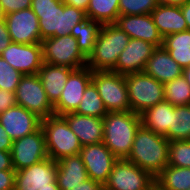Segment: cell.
<instances>
[{
	"mask_svg": "<svg viewBox=\"0 0 190 190\" xmlns=\"http://www.w3.org/2000/svg\"><path fill=\"white\" fill-rule=\"evenodd\" d=\"M31 9L39 19L41 41L70 35L73 27L87 18L86 12L62 0H32Z\"/></svg>",
	"mask_w": 190,
	"mask_h": 190,
	"instance_id": "1",
	"label": "cell"
},
{
	"mask_svg": "<svg viewBox=\"0 0 190 190\" xmlns=\"http://www.w3.org/2000/svg\"><path fill=\"white\" fill-rule=\"evenodd\" d=\"M169 142L164 136L141 125L126 160L155 178L168 165Z\"/></svg>",
	"mask_w": 190,
	"mask_h": 190,
	"instance_id": "2",
	"label": "cell"
},
{
	"mask_svg": "<svg viewBox=\"0 0 190 190\" xmlns=\"http://www.w3.org/2000/svg\"><path fill=\"white\" fill-rule=\"evenodd\" d=\"M140 126V115L135 112H108L103 117V143L118 159H126Z\"/></svg>",
	"mask_w": 190,
	"mask_h": 190,
	"instance_id": "3",
	"label": "cell"
},
{
	"mask_svg": "<svg viewBox=\"0 0 190 190\" xmlns=\"http://www.w3.org/2000/svg\"><path fill=\"white\" fill-rule=\"evenodd\" d=\"M129 40L130 37L114 23L102 24L93 51L87 58L86 67L92 71H112Z\"/></svg>",
	"mask_w": 190,
	"mask_h": 190,
	"instance_id": "4",
	"label": "cell"
},
{
	"mask_svg": "<svg viewBox=\"0 0 190 190\" xmlns=\"http://www.w3.org/2000/svg\"><path fill=\"white\" fill-rule=\"evenodd\" d=\"M49 158L58 161L66 156L80 153L82 145L62 115H52L42 119Z\"/></svg>",
	"mask_w": 190,
	"mask_h": 190,
	"instance_id": "5",
	"label": "cell"
},
{
	"mask_svg": "<svg viewBox=\"0 0 190 190\" xmlns=\"http://www.w3.org/2000/svg\"><path fill=\"white\" fill-rule=\"evenodd\" d=\"M131 111L141 114L164 100V84L144 71L125 75Z\"/></svg>",
	"mask_w": 190,
	"mask_h": 190,
	"instance_id": "6",
	"label": "cell"
},
{
	"mask_svg": "<svg viewBox=\"0 0 190 190\" xmlns=\"http://www.w3.org/2000/svg\"><path fill=\"white\" fill-rule=\"evenodd\" d=\"M92 82L108 112L131 111L125 75L113 71H92Z\"/></svg>",
	"mask_w": 190,
	"mask_h": 190,
	"instance_id": "7",
	"label": "cell"
},
{
	"mask_svg": "<svg viewBox=\"0 0 190 190\" xmlns=\"http://www.w3.org/2000/svg\"><path fill=\"white\" fill-rule=\"evenodd\" d=\"M41 45L43 62L75 70L86 67L87 58L79 50L77 39L72 35L50 37L44 39Z\"/></svg>",
	"mask_w": 190,
	"mask_h": 190,
	"instance_id": "8",
	"label": "cell"
},
{
	"mask_svg": "<svg viewBox=\"0 0 190 190\" xmlns=\"http://www.w3.org/2000/svg\"><path fill=\"white\" fill-rule=\"evenodd\" d=\"M16 103L40 119L54 115V106L47 98L38 74L23 75L15 91Z\"/></svg>",
	"mask_w": 190,
	"mask_h": 190,
	"instance_id": "9",
	"label": "cell"
},
{
	"mask_svg": "<svg viewBox=\"0 0 190 190\" xmlns=\"http://www.w3.org/2000/svg\"><path fill=\"white\" fill-rule=\"evenodd\" d=\"M155 178L126 159H118L103 185V190H148Z\"/></svg>",
	"mask_w": 190,
	"mask_h": 190,
	"instance_id": "10",
	"label": "cell"
},
{
	"mask_svg": "<svg viewBox=\"0 0 190 190\" xmlns=\"http://www.w3.org/2000/svg\"><path fill=\"white\" fill-rule=\"evenodd\" d=\"M10 152L15 171L49 158L42 127L29 135L14 140Z\"/></svg>",
	"mask_w": 190,
	"mask_h": 190,
	"instance_id": "11",
	"label": "cell"
},
{
	"mask_svg": "<svg viewBox=\"0 0 190 190\" xmlns=\"http://www.w3.org/2000/svg\"><path fill=\"white\" fill-rule=\"evenodd\" d=\"M57 161L46 158L27 168L16 171L15 190L59 188L56 181Z\"/></svg>",
	"mask_w": 190,
	"mask_h": 190,
	"instance_id": "12",
	"label": "cell"
},
{
	"mask_svg": "<svg viewBox=\"0 0 190 190\" xmlns=\"http://www.w3.org/2000/svg\"><path fill=\"white\" fill-rule=\"evenodd\" d=\"M79 155L88 177L102 185L107 181L114 163L118 160L103 142L82 146Z\"/></svg>",
	"mask_w": 190,
	"mask_h": 190,
	"instance_id": "13",
	"label": "cell"
},
{
	"mask_svg": "<svg viewBox=\"0 0 190 190\" xmlns=\"http://www.w3.org/2000/svg\"><path fill=\"white\" fill-rule=\"evenodd\" d=\"M0 56L22 75L38 74L43 65L41 43L20 44L11 42Z\"/></svg>",
	"mask_w": 190,
	"mask_h": 190,
	"instance_id": "14",
	"label": "cell"
},
{
	"mask_svg": "<svg viewBox=\"0 0 190 190\" xmlns=\"http://www.w3.org/2000/svg\"><path fill=\"white\" fill-rule=\"evenodd\" d=\"M92 81V70L83 67L74 70L68 77L60 99L53 105L55 115L75 112L81 103L85 88Z\"/></svg>",
	"mask_w": 190,
	"mask_h": 190,
	"instance_id": "15",
	"label": "cell"
},
{
	"mask_svg": "<svg viewBox=\"0 0 190 190\" xmlns=\"http://www.w3.org/2000/svg\"><path fill=\"white\" fill-rule=\"evenodd\" d=\"M4 20L12 42L20 44L42 42L39 19L31 8L5 15Z\"/></svg>",
	"mask_w": 190,
	"mask_h": 190,
	"instance_id": "16",
	"label": "cell"
},
{
	"mask_svg": "<svg viewBox=\"0 0 190 190\" xmlns=\"http://www.w3.org/2000/svg\"><path fill=\"white\" fill-rule=\"evenodd\" d=\"M156 48L150 42L130 38L112 71L122 75L144 71L147 60Z\"/></svg>",
	"mask_w": 190,
	"mask_h": 190,
	"instance_id": "17",
	"label": "cell"
},
{
	"mask_svg": "<svg viewBox=\"0 0 190 190\" xmlns=\"http://www.w3.org/2000/svg\"><path fill=\"white\" fill-rule=\"evenodd\" d=\"M41 121L37 115L19 105L0 114V124L13 141L37 131Z\"/></svg>",
	"mask_w": 190,
	"mask_h": 190,
	"instance_id": "18",
	"label": "cell"
},
{
	"mask_svg": "<svg viewBox=\"0 0 190 190\" xmlns=\"http://www.w3.org/2000/svg\"><path fill=\"white\" fill-rule=\"evenodd\" d=\"M114 24L130 38L141 39L156 47H162L163 37L154 24L151 14L119 15Z\"/></svg>",
	"mask_w": 190,
	"mask_h": 190,
	"instance_id": "19",
	"label": "cell"
},
{
	"mask_svg": "<svg viewBox=\"0 0 190 190\" xmlns=\"http://www.w3.org/2000/svg\"><path fill=\"white\" fill-rule=\"evenodd\" d=\"M82 146L103 142V118L75 112L62 115Z\"/></svg>",
	"mask_w": 190,
	"mask_h": 190,
	"instance_id": "20",
	"label": "cell"
},
{
	"mask_svg": "<svg viewBox=\"0 0 190 190\" xmlns=\"http://www.w3.org/2000/svg\"><path fill=\"white\" fill-rule=\"evenodd\" d=\"M144 72L162 84L183 75V68L163 47H157L147 60Z\"/></svg>",
	"mask_w": 190,
	"mask_h": 190,
	"instance_id": "21",
	"label": "cell"
},
{
	"mask_svg": "<svg viewBox=\"0 0 190 190\" xmlns=\"http://www.w3.org/2000/svg\"><path fill=\"white\" fill-rule=\"evenodd\" d=\"M89 179L81 156H66L57 161L56 181L60 190H72Z\"/></svg>",
	"mask_w": 190,
	"mask_h": 190,
	"instance_id": "22",
	"label": "cell"
},
{
	"mask_svg": "<svg viewBox=\"0 0 190 190\" xmlns=\"http://www.w3.org/2000/svg\"><path fill=\"white\" fill-rule=\"evenodd\" d=\"M74 70L66 66L51 65L43 62L38 71V76L52 105L60 99L65 83Z\"/></svg>",
	"mask_w": 190,
	"mask_h": 190,
	"instance_id": "23",
	"label": "cell"
},
{
	"mask_svg": "<svg viewBox=\"0 0 190 190\" xmlns=\"http://www.w3.org/2000/svg\"><path fill=\"white\" fill-rule=\"evenodd\" d=\"M151 16L163 38L173 33L188 30L187 22L185 21L180 6L164 5L159 3L152 11Z\"/></svg>",
	"mask_w": 190,
	"mask_h": 190,
	"instance_id": "24",
	"label": "cell"
},
{
	"mask_svg": "<svg viewBox=\"0 0 190 190\" xmlns=\"http://www.w3.org/2000/svg\"><path fill=\"white\" fill-rule=\"evenodd\" d=\"M173 105L165 100L140 114L141 125L159 135L168 137Z\"/></svg>",
	"mask_w": 190,
	"mask_h": 190,
	"instance_id": "25",
	"label": "cell"
},
{
	"mask_svg": "<svg viewBox=\"0 0 190 190\" xmlns=\"http://www.w3.org/2000/svg\"><path fill=\"white\" fill-rule=\"evenodd\" d=\"M162 47L181 68L190 67V30L167 35Z\"/></svg>",
	"mask_w": 190,
	"mask_h": 190,
	"instance_id": "26",
	"label": "cell"
},
{
	"mask_svg": "<svg viewBox=\"0 0 190 190\" xmlns=\"http://www.w3.org/2000/svg\"><path fill=\"white\" fill-rule=\"evenodd\" d=\"M158 190H189L190 168L167 165L156 177Z\"/></svg>",
	"mask_w": 190,
	"mask_h": 190,
	"instance_id": "27",
	"label": "cell"
},
{
	"mask_svg": "<svg viewBox=\"0 0 190 190\" xmlns=\"http://www.w3.org/2000/svg\"><path fill=\"white\" fill-rule=\"evenodd\" d=\"M100 30L101 24L88 18L71 30L70 35L77 39L78 48L86 58L92 53Z\"/></svg>",
	"mask_w": 190,
	"mask_h": 190,
	"instance_id": "28",
	"label": "cell"
},
{
	"mask_svg": "<svg viewBox=\"0 0 190 190\" xmlns=\"http://www.w3.org/2000/svg\"><path fill=\"white\" fill-rule=\"evenodd\" d=\"M119 13V0H89L86 17L102 24H113Z\"/></svg>",
	"mask_w": 190,
	"mask_h": 190,
	"instance_id": "29",
	"label": "cell"
},
{
	"mask_svg": "<svg viewBox=\"0 0 190 190\" xmlns=\"http://www.w3.org/2000/svg\"><path fill=\"white\" fill-rule=\"evenodd\" d=\"M167 139L190 140V104L173 107Z\"/></svg>",
	"mask_w": 190,
	"mask_h": 190,
	"instance_id": "30",
	"label": "cell"
},
{
	"mask_svg": "<svg viewBox=\"0 0 190 190\" xmlns=\"http://www.w3.org/2000/svg\"><path fill=\"white\" fill-rule=\"evenodd\" d=\"M75 113L98 118H103L108 113L98 93L97 87L92 81L85 88L81 103Z\"/></svg>",
	"mask_w": 190,
	"mask_h": 190,
	"instance_id": "31",
	"label": "cell"
},
{
	"mask_svg": "<svg viewBox=\"0 0 190 190\" xmlns=\"http://www.w3.org/2000/svg\"><path fill=\"white\" fill-rule=\"evenodd\" d=\"M164 100L173 106L190 104V85L183 75L164 84Z\"/></svg>",
	"mask_w": 190,
	"mask_h": 190,
	"instance_id": "32",
	"label": "cell"
},
{
	"mask_svg": "<svg viewBox=\"0 0 190 190\" xmlns=\"http://www.w3.org/2000/svg\"><path fill=\"white\" fill-rule=\"evenodd\" d=\"M168 165L190 168V140L169 142Z\"/></svg>",
	"mask_w": 190,
	"mask_h": 190,
	"instance_id": "33",
	"label": "cell"
},
{
	"mask_svg": "<svg viewBox=\"0 0 190 190\" xmlns=\"http://www.w3.org/2000/svg\"><path fill=\"white\" fill-rule=\"evenodd\" d=\"M159 0H119L120 15L151 14Z\"/></svg>",
	"mask_w": 190,
	"mask_h": 190,
	"instance_id": "34",
	"label": "cell"
},
{
	"mask_svg": "<svg viewBox=\"0 0 190 190\" xmlns=\"http://www.w3.org/2000/svg\"><path fill=\"white\" fill-rule=\"evenodd\" d=\"M23 75L0 56V88L15 92Z\"/></svg>",
	"mask_w": 190,
	"mask_h": 190,
	"instance_id": "35",
	"label": "cell"
},
{
	"mask_svg": "<svg viewBox=\"0 0 190 190\" xmlns=\"http://www.w3.org/2000/svg\"><path fill=\"white\" fill-rule=\"evenodd\" d=\"M32 0H0V7L5 15L22 9L31 8Z\"/></svg>",
	"mask_w": 190,
	"mask_h": 190,
	"instance_id": "36",
	"label": "cell"
},
{
	"mask_svg": "<svg viewBox=\"0 0 190 190\" xmlns=\"http://www.w3.org/2000/svg\"><path fill=\"white\" fill-rule=\"evenodd\" d=\"M15 170H0V190H15Z\"/></svg>",
	"mask_w": 190,
	"mask_h": 190,
	"instance_id": "37",
	"label": "cell"
},
{
	"mask_svg": "<svg viewBox=\"0 0 190 190\" xmlns=\"http://www.w3.org/2000/svg\"><path fill=\"white\" fill-rule=\"evenodd\" d=\"M16 105L15 92H9L0 88V114Z\"/></svg>",
	"mask_w": 190,
	"mask_h": 190,
	"instance_id": "38",
	"label": "cell"
},
{
	"mask_svg": "<svg viewBox=\"0 0 190 190\" xmlns=\"http://www.w3.org/2000/svg\"><path fill=\"white\" fill-rule=\"evenodd\" d=\"M12 40L4 19L0 20V55L11 44Z\"/></svg>",
	"mask_w": 190,
	"mask_h": 190,
	"instance_id": "39",
	"label": "cell"
},
{
	"mask_svg": "<svg viewBox=\"0 0 190 190\" xmlns=\"http://www.w3.org/2000/svg\"><path fill=\"white\" fill-rule=\"evenodd\" d=\"M13 140L6 133L3 126L0 124V150L11 151Z\"/></svg>",
	"mask_w": 190,
	"mask_h": 190,
	"instance_id": "40",
	"label": "cell"
},
{
	"mask_svg": "<svg viewBox=\"0 0 190 190\" xmlns=\"http://www.w3.org/2000/svg\"><path fill=\"white\" fill-rule=\"evenodd\" d=\"M72 190H103V185L89 178L82 182L81 185L73 187Z\"/></svg>",
	"mask_w": 190,
	"mask_h": 190,
	"instance_id": "41",
	"label": "cell"
},
{
	"mask_svg": "<svg viewBox=\"0 0 190 190\" xmlns=\"http://www.w3.org/2000/svg\"><path fill=\"white\" fill-rule=\"evenodd\" d=\"M0 170H14L10 151L0 150Z\"/></svg>",
	"mask_w": 190,
	"mask_h": 190,
	"instance_id": "42",
	"label": "cell"
},
{
	"mask_svg": "<svg viewBox=\"0 0 190 190\" xmlns=\"http://www.w3.org/2000/svg\"><path fill=\"white\" fill-rule=\"evenodd\" d=\"M62 2L66 5L81 9L84 12L87 11L89 5V0H62Z\"/></svg>",
	"mask_w": 190,
	"mask_h": 190,
	"instance_id": "43",
	"label": "cell"
},
{
	"mask_svg": "<svg viewBox=\"0 0 190 190\" xmlns=\"http://www.w3.org/2000/svg\"><path fill=\"white\" fill-rule=\"evenodd\" d=\"M180 7L184 15L185 21L187 22L188 30H190V0Z\"/></svg>",
	"mask_w": 190,
	"mask_h": 190,
	"instance_id": "44",
	"label": "cell"
},
{
	"mask_svg": "<svg viewBox=\"0 0 190 190\" xmlns=\"http://www.w3.org/2000/svg\"><path fill=\"white\" fill-rule=\"evenodd\" d=\"M189 0H159V3L164 5L182 6Z\"/></svg>",
	"mask_w": 190,
	"mask_h": 190,
	"instance_id": "45",
	"label": "cell"
},
{
	"mask_svg": "<svg viewBox=\"0 0 190 190\" xmlns=\"http://www.w3.org/2000/svg\"><path fill=\"white\" fill-rule=\"evenodd\" d=\"M183 76L185 77L187 83L190 85V67L183 69Z\"/></svg>",
	"mask_w": 190,
	"mask_h": 190,
	"instance_id": "46",
	"label": "cell"
},
{
	"mask_svg": "<svg viewBox=\"0 0 190 190\" xmlns=\"http://www.w3.org/2000/svg\"><path fill=\"white\" fill-rule=\"evenodd\" d=\"M5 14L3 13L2 8L0 7V20L4 19Z\"/></svg>",
	"mask_w": 190,
	"mask_h": 190,
	"instance_id": "47",
	"label": "cell"
},
{
	"mask_svg": "<svg viewBox=\"0 0 190 190\" xmlns=\"http://www.w3.org/2000/svg\"><path fill=\"white\" fill-rule=\"evenodd\" d=\"M148 190H158L157 185L154 183Z\"/></svg>",
	"mask_w": 190,
	"mask_h": 190,
	"instance_id": "48",
	"label": "cell"
},
{
	"mask_svg": "<svg viewBox=\"0 0 190 190\" xmlns=\"http://www.w3.org/2000/svg\"><path fill=\"white\" fill-rule=\"evenodd\" d=\"M41 190H60L59 188H44V189H41Z\"/></svg>",
	"mask_w": 190,
	"mask_h": 190,
	"instance_id": "49",
	"label": "cell"
}]
</instances>
